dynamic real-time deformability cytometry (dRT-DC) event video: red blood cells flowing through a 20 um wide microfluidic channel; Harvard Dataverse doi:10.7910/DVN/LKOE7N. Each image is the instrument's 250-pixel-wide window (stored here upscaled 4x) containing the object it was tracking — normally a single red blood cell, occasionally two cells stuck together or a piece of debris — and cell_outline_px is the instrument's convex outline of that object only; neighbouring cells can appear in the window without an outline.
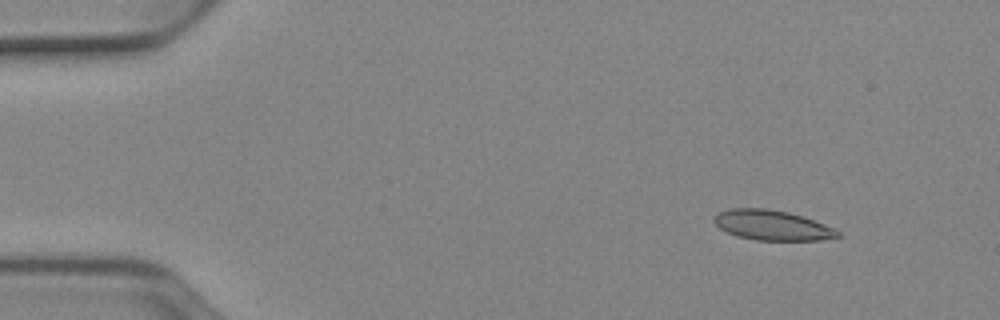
{"species": "Egyptian fruit bat (a non-hibernating species)", "species_latin": "Rousettus aegyptiacus", "temperature_condition": "cold", "stored_images_in_passage": 51, "camera_frame_rate_fps": 3000, "um_per_image_px": 0.085, "animal": {"sex": "female"}, "frame": {"image": 1, "passage_image": 5, "time_ms": 1.333, "image_size_px": [1000, 320], "cell_outline_px": [[840, 236], [820, 240], [756, 240], [736, 236], [720, 228], [712, 220], [720, 212], [732, 208], [768, 208], [788, 212], [804, 216], [824, 224], [840, 232]], "centroid_in_image_um": [65.63, 19.14], "position_along_channel_um": 19.4, "area_um2": 21.5}}
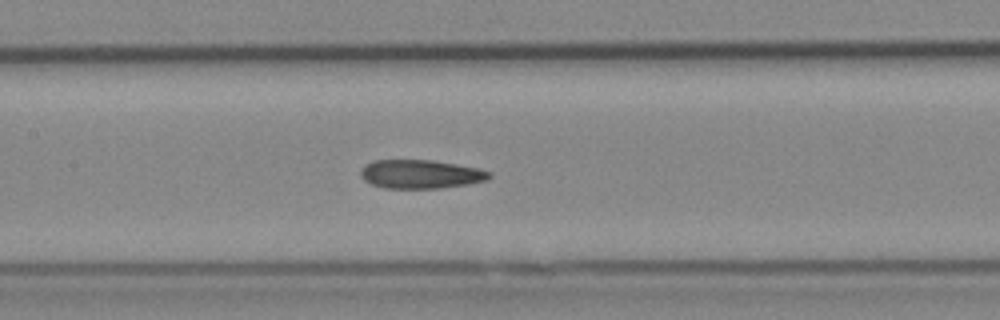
{"frame": {"image": 2, "passage_image": 24, "time_ms": 7.667, "image_size_px": [1000, 320], "cell_outline_px": [[492, 176], [488, 180], [468, 184], [440, 188], [384, 188], [372, 184], [364, 180], [360, 176], [360, 168], [364, 164], [372, 160], [432, 160], [480, 168], [492, 172]], "centroid_in_image_um": [35.75, 14.79], "position_along_channel_um": 171.6, "area_um2": 21.79}}
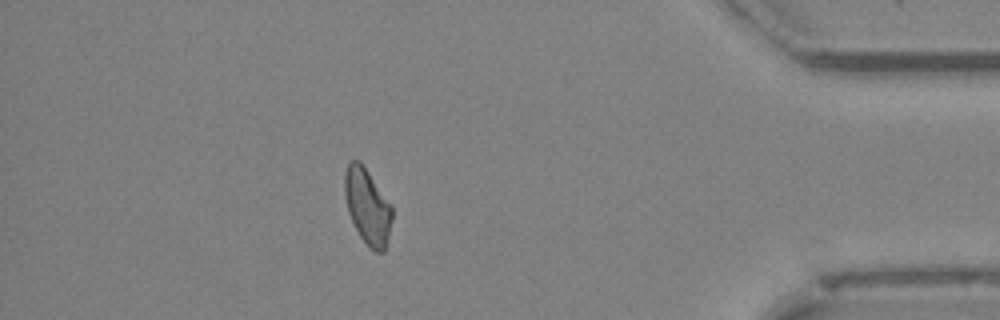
{"frame": {"image": 3, "passage_image": 45, "time_ms": 14.667, "image_size_px": [1000, 320], "cell_outline_px": [[392, 220], [384, 252], [376, 252], [360, 236], [348, 212], [344, 196], [344, 176], [348, 164], [352, 160], [360, 160], [392, 204]], "centroid_in_image_um": [31.24, 17.5], "position_along_channel_um": 404.0, "area_um2": 20.81}, "authors_computed_cell_mechanics": {"area_um2": 21.675, "velocity_mm_per_s": 3.9065, "shape_relaxation_time_tau1_ms": null, "shape_relaxation_time_tau2_ms": 3.9887, "deformation_change_tau1": null, "deformation_change_tau2": 0.1028}}